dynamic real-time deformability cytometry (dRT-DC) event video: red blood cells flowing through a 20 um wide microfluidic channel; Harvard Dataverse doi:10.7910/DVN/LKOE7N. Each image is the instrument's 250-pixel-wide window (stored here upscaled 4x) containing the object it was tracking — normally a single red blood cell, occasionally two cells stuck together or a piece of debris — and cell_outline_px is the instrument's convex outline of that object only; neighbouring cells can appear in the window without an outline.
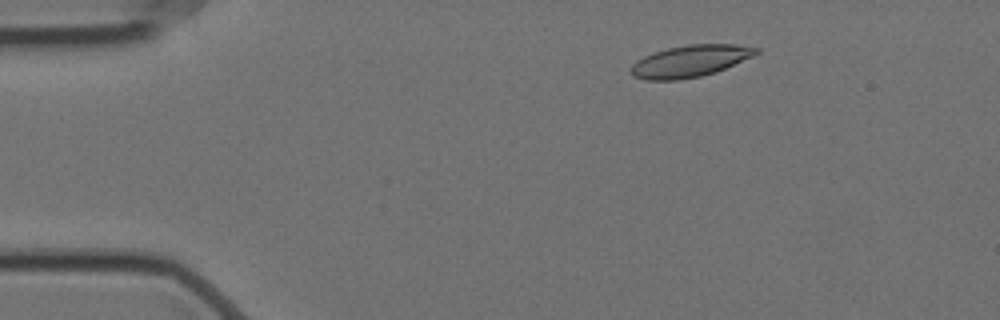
{"species": "Egyptian fruit bat (a non-hibernating species)", "species_latin": "Rousettus aegyptiacus", "temperature_condition": "cold", "stored_images_in_passage": 56, "camera_frame_rate_fps": 3000, "um_per_image_px": 0.085, "animal": {"sex": "female"}, "frame": {"image": 1, "passage_image": 8, "time_ms": 2.333, "image_size_px": [1000, 320], "cell_outline_px": [[760, 52], [752, 56], [716, 72], [700, 76], [680, 80], [644, 80], [632, 76], [628, 72], [628, 68], [636, 60], [652, 52], [668, 48], [688, 44], [736, 44], [760, 48]], "centroid_in_image_um": [58.6, 5.2], "position_along_channel_um": 26.4, "area_um2": 23.47}}
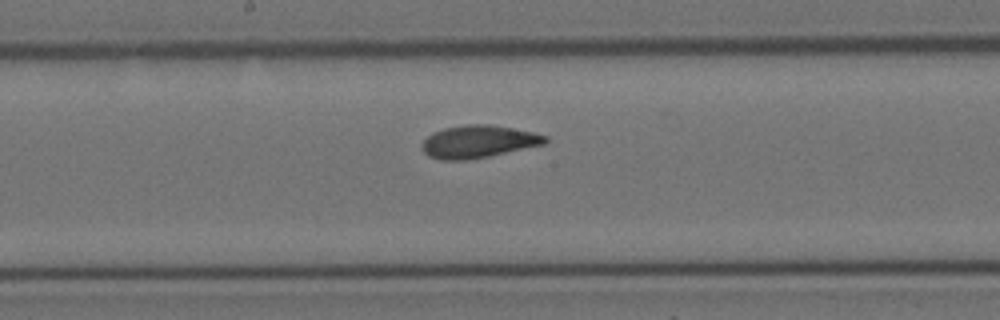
{"frame": {"image": 2, "passage_image": 29, "time_ms": 9.333, "image_size_px": [1000, 320], "cell_outline_px": [[548, 140], [544, 144], [488, 156], [464, 160], [440, 160], [428, 156], [420, 148], [420, 144], [432, 132], [444, 128], [468, 124], [488, 124], [512, 128], [532, 132], [548, 136]], "centroid_in_image_um": [40.61, 12.03], "position_along_channel_um": 207.6, "area_um2": 23.29}}
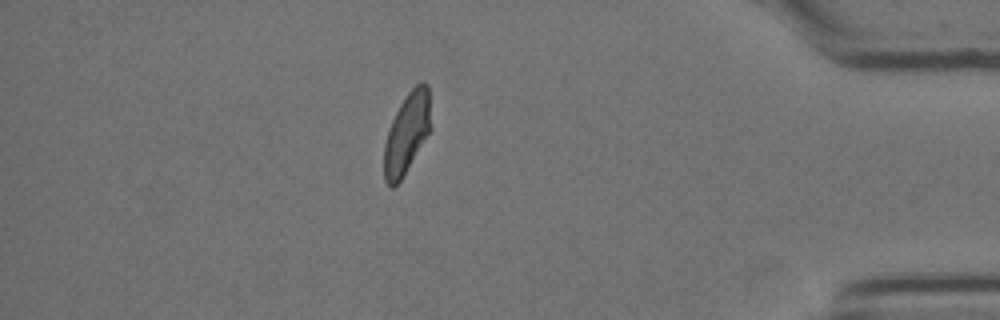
{"frame": {"image": 3, "passage_image": 49, "time_ms": 16.0, "image_size_px": [1000, 320], "cell_outline_px": [[432, 128], [400, 180], [392, 188], [384, 180], [384, 144], [392, 120], [400, 104], [408, 92], [416, 84], [428, 84]], "centroid_in_image_um": [34.59, 11.31], "position_along_channel_um": 400.6, "area_um2": 21.68}, "authors_computed_cell_mechanics": {"area_um2": 22.831, "velocity_mm_per_s": 3.5021, "shape_relaxation_time_tau1_ms": 7.1819, "shape_relaxation_time_tau2_ms": 2.438, "deformation_change_tau1": 0.168, "deformation_change_tau2": 0.079}}